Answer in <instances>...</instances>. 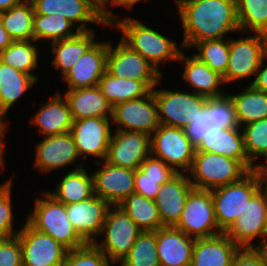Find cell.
I'll use <instances>...</instances> for the list:
<instances>
[{"instance_id":"obj_1","label":"cell","mask_w":267,"mask_h":266,"mask_svg":"<svg viewBox=\"0 0 267 266\" xmlns=\"http://www.w3.org/2000/svg\"><path fill=\"white\" fill-rule=\"evenodd\" d=\"M183 29V49L205 40L225 38L241 32L236 0L182 1L177 6Z\"/></svg>"},{"instance_id":"obj_2","label":"cell","mask_w":267,"mask_h":266,"mask_svg":"<svg viewBox=\"0 0 267 266\" xmlns=\"http://www.w3.org/2000/svg\"><path fill=\"white\" fill-rule=\"evenodd\" d=\"M118 28L121 31V40L132 50L141 54L162 76L160 65L172 60L178 61V56L183 49L176 41L166 37L160 31L146 26L135 18H122L117 16L110 22V29Z\"/></svg>"},{"instance_id":"obj_3","label":"cell","mask_w":267,"mask_h":266,"mask_svg":"<svg viewBox=\"0 0 267 266\" xmlns=\"http://www.w3.org/2000/svg\"><path fill=\"white\" fill-rule=\"evenodd\" d=\"M41 192L42 198L35 197L34 209L29 210L26 221L34 229L50 235L68 250L85 246L87 243L68 219L66 205L56 201L47 190Z\"/></svg>"},{"instance_id":"obj_4","label":"cell","mask_w":267,"mask_h":266,"mask_svg":"<svg viewBox=\"0 0 267 266\" xmlns=\"http://www.w3.org/2000/svg\"><path fill=\"white\" fill-rule=\"evenodd\" d=\"M249 172L239 160L219 154L195 151L188 176L195 189L212 190L237 182Z\"/></svg>"},{"instance_id":"obj_5","label":"cell","mask_w":267,"mask_h":266,"mask_svg":"<svg viewBox=\"0 0 267 266\" xmlns=\"http://www.w3.org/2000/svg\"><path fill=\"white\" fill-rule=\"evenodd\" d=\"M141 233L142 230L121 206L111 205L100 237L93 244L116 265L129 253Z\"/></svg>"},{"instance_id":"obj_6","label":"cell","mask_w":267,"mask_h":266,"mask_svg":"<svg viewBox=\"0 0 267 266\" xmlns=\"http://www.w3.org/2000/svg\"><path fill=\"white\" fill-rule=\"evenodd\" d=\"M260 188L256 175L250 171L237 182L211 190L216 222L223 233L244 213L250 198Z\"/></svg>"},{"instance_id":"obj_7","label":"cell","mask_w":267,"mask_h":266,"mask_svg":"<svg viewBox=\"0 0 267 266\" xmlns=\"http://www.w3.org/2000/svg\"><path fill=\"white\" fill-rule=\"evenodd\" d=\"M161 125L185 129L206 108L207 97L192 91L153 89Z\"/></svg>"},{"instance_id":"obj_8","label":"cell","mask_w":267,"mask_h":266,"mask_svg":"<svg viewBox=\"0 0 267 266\" xmlns=\"http://www.w3.org/2000/svg\"><path fill=\"white\" fill-rule=\"evenodd\" d=\"M252 34L249 33L247 37L242 36L238 39L234 37L229 39L228 67L223 76L225 84L232 85L233 82L241 79L255 78L267 54V35Z\"/></svg>"},{"instance_id":"obj_9","label":"cell","mask_w":267,"mask_h":266,"mask_svg":"<svg viewBox=\"0 0 267 266\" xmlns=\"http://www.w3.org/2000/svg\"><path fill=\"white\" fill-rule=\"evenodd\" d=\"M151 154L177 173L191 170L196 146L183 128L160 125L150 136Z\"/></svg>"},{"instance_id":"obj_10","label":"cell","mask_w":267,"mask_h":266,"mask_svg":"<svg viewBox=\"0 0 267 266\" xmlns=\"http://www.w3.org/2000/svg\"><path fill=\"white\" fill-rule=\"evenodd\" d=\"M267 189L260 188L249 200L242 215L225 234L240 248H263L267 245ZM260 237L259 243L253 244ZM262 237V238H261Z\"/></svg>"},{"instance_id":"obj_11","label":"cell","mask_w":267,"mask_h":266,"mask_svg":"<svg viewBox=\"0 0 267 266\" xmlns=\"http://www.w3.org/2000/svg\"><path fill=\"white\" fill-rule=\"evenodd\" d=\"M174 227L194 239L223 233L216 222L211 190L194 188L189 193L183 213Z\"/></svg>"},{"instance_id":"obj_12","label":"cell","mask_w":267,"mask_h":266,"mask_svg":"<svg viewBox=\"0 0 267 266\" xmlns=\"http://www.w3.org/2000/svg\"><path fill=\"white\" fill-rule=\"evenodd\" d=\"M106 71L119 78L143 81L151 90L163 78L141 54L132 50L121 39L116 46L109 42Z\"/></svg>"},{"instance_id":"obj_13","label":"cell","mask_w":267,"mask_h":266,"mask_svg":"<svg viewBox=\"0 0 267 266\" xmlns=\"http://www.w3.org/2000/svg\"><path fill=\"white\" fill-rule=\"evenodd\" d=\"M17 236L22 246L23 266H62L68 249L50 235L34 229L27 221Z\"/></svg>"},{"instance_id":"obj_14","label":"cell","mask_w":267,"mask_h":266,"mask_svg":"<svg viewBox=\"0 0 267 266\" xmlns=\"http://www.w3.org/2000/svg\"><path fill=\"white\" fill-rule=\"evenodd\" d=\"M112 124L116 130L143 132L151 136L161 125L153 90L145 97L114 106Z\"/></svg>"},{"instance_id":"obj_15","label":"cell","mask_w":267,"mask_h":266,"mask_svg":"<svg viewBox=\"0 0 267 266\" xmlns=\"http://www.w3.org/2000/svg\"><path fill=\"white\" fill-rule=\"evenodd\" d=\"M112 118L89 117L74 120L70 134L75 141L81 160L94 156L101 161L106 159L112 136Z\"/></svg>"},{"instance_id":"obj_16","label":"cell","mask_w":267,"mask_h":266,"mask_svg":"<svg viewBox=\"0 0 267 266\" xmlns=\"http://www.w3.org/2000/svg\"><path fill=\"white\" fill-rule=\"evenodd\" d=\"M94 160L99 166L92 172L95 195L110 205H119L135 193V170L114 166L105 160Z\"/></svg>"},{"instance_id":"obj_17","label":"cell","mask_w":267,"mask_h":266,"mask_svg":"<svg viewBox=\"0 0 267 266\" xmlns=\"http://www.w3.org/2000/svg\"><path fill=\"white\" fill-rule=\"evenodd\" d=\"M151 154L150 136L143 132L115 130L105 161L111 165L136 170Z\"/></svg>"},{"instance_id":"obj_18","label":"cell","mask_w":267,"mask_h":266,"mask_svg":"<svg viewBox=\"0 0 267 266\" xmlns=\"http://www.w3.org/2000/svg\"><path fill=\"white\" fill-rule=\"evenodd\" d=\"M35 14L61 15L73 23L80 31L94 30L87 24H99L110 27L91 0H30ZM76 23V24H75Z\"/></svg>"},{"instance_id":"obj_19","label":"cell","mask_w":267,"mask_h":266,"mask_svg":"<svg viewBox=\"0 0 267 266\" xmlns=\"http://www.w3.org/2000/svg\"><path fill=\"white\" fill-rule=\"evenodd\" d=\"M111 205L98 197L66 205L71 225L86 243H93L100 236Z\"/></svg>"},{"instance_id":"obj_20","label":"cell","mask_w":267,"mask_h":266,"mask_svg":"<svg viewBox=\"0 0 267 266\" xmlns=\"http://www.w3.org/2000/svg\"><path fill=\"white\" fill-rule=\"evenodd\" d=\"M35 149L34 167L43 174L63 169L79 160L70 132L43 137L41 142H37Z\"/></svg>"},{"instance_id":"obj_21","label":"cell","mask_w":267,"mask_h":266,"mask_svg":"<svg viewBox=\"0 0 267 266\" xmlns=\"http://www.w3.org/2000/svg\"><path fill=\"white\" fill-rule=\"evenodd\" d=\"M109 41H97L83 54L62 78L67 89L94 87L106 71Z\"/></svg>"},{"instance_id":"obj_22","label":"cell","mask_w":267,"mask_h":266,"mask_svg":"<svg viewBox=\"0 0 267 266\" xmlns=\"http://www.w3.org/2000/svg\"><path fill=\"white\" fill-rule=\"evenodd\" d=\"M194 189L188 173H177L163 183L154 199L162 226H175L183 213L189 193Z\"/></svg>"},{"instance_id":"obj_23","label":"cell","mask_w":267,"mask_h":266,"mask_svg":"<svg viewBox=\"0 0 267 266\" xmlns=\"http://www.w3.org/2000/svg\"><path fill=\"white\" fill-rule=\"evenodd\" d=\"M181 50L178 62H183L184 69L182 79L192 88V92L209 98L224 96L228 91L222 89L225 85L223 77L213 71L208 65L200 61L196 56H186Z\"/></svg>"},{"instance_id":"obj_24","label":"cell","mask_w":267,"mask_h":266,"mask_svg":"<svg viewBox=\"0 0 267 266\" xmlns=\"http://www.w3.org/2000/svg\"><path fill=\"white\" fill-rule=\"evenodd\" d=\"M160 266H190L195 239L174 226L154 231Z\"/></svg>"},{"instance_id":"obj_25","label":"cell","mask_w":267,"mask_h":266,"mask_svg":"<svg viewBox=\"0 0 267 266\" xmlns=\"http://www.w3.org/2000/svg\"><path fill=\"white\" fill-rule=\"evenodd\" d=\"M196 151L209 152L239 160L249 171L253 163L245 151L244 137L241 127L217 128L204 136L196 146Z\"/></svg>"},{"instance_id":"obj_26","label":"cell","mask_w":267,"mask_h":266,"mask_svg":"<svg viewBox=\"0 0 267 266\" xmlns=\"http://www.w3.org/2000/svg\"><path fill=\"white\" fill-rule=\"evenodd\" d=\"M30 119V124L40 130L42 136H52L70 132L73 119L68 103L60 92H55Z\"/></svg>"},{"instance_id":"obj_27","label":"cell","mask_w":267,"mask_h":266,"mask_svg":"<svg viewBox=\"0 0 267 266\" xmlns=\"http://www.w3.org/2000/svg\"><path fill=\"white\" fill-rule=\"evenodd\" d=\"M239 249L225 233L195 239L190 266H231Z\"/></svg>"},{"instance_id":"obj_28","label":"cell","mask_w":267,"mask_h":266,"mask_svg":"<svg viewBox=\"0 0 267 266\" xmlns=\"http://www.w3.org/2000/svg\"><path fill=\"white\" fill-rule=\"evenodd\" d=\"M73 121L82 118H112L113 107L99 86L68 89L64 92Z\"/></svg>"},{"instance_id":"obj_29","label":"cell","mask_w":267,"mask_h":266,"mask_svg":"<svg viewBox=\"0 0 267 266\" xmlns=\"http://www.w3.org/2000/svg\"><path fill=\"white\" fill-rule=\"evenodd\" d=\"M81 163L76 164V168L68 171L62 179L55 185V190L47 193L56 201L65 205L85 201L94 193L93 175L87 172V168Z\"/></svg>"},{"instance_id":"obj_30","label":"cell","mask_w":267,"mask_h":266,"mask_svg":"<svg viewBox=\"0 0 267 266\" xmlns=\"http://www.w3.org/2000/svg\"><path fill=\"white\" fill-rule=\"evenodd\" d=\"M95 30L80 31L71 38L55 41L50 44L53 53L51 65L55 70H60L61 78L75 65L76 61L87 52L96 42Z\"/></svg>"},{"instance_id":"obj_31","label":"cell","mask_w":267,"mask_h":266,"mask_svg":"<svg viewBox=\"0 0 267 266\" xmlns=\"http://www.w3.org/2000/svg\"><path fill=\"white\" fill-rule=\"evenodd\" d=\"M176 174L163 160L150 154L135 170V193L154 200L160 186Z\"/></svg>"},{"instance_id":"obj_32","label":"cell","mask_w":267,"mask_h":266,"mask_svg":"<svg viewBox=\"0 0 267 266\" xmlns=\"http://www.w3.org/2000/svg\"><path fill=\"white\" fill-rule=\"evenodd\" d=\"M36 83L30 74L22 73L0 61V112L7 115Z\"/></svg>"},{"instance_id":"obj_33","label":"cell","mask_w":267,"mask_h":266,"mask_svg":"<svg viewBox=\"0 0 267 266\" xmlns=\"http://www.w3.org/2000/svg\"><path fill=\"white\" fill-rule=\"evenodd\" d=\"M232 100L239 127L267 118V93L248 83L239 94L227 93Z\"/></svg>"},{"instance_id":"obj_34","label":"cell","mask_w":267,"mask_h":266,"mask_svg":"<svg viewBox=\"0 0 267 266\" xmlns=\"http://www.w3.org/2000/svg\"><path fill=\"white\" fill-rule=\"evenodd\" d=\"M98 86L112 107L122 102L145 97L152 91L143 81L119 78L107 71L100 78Z\"/></svg>"},{"instance_id":"obj_35","label":"cell","mask_w":267,"mask_h":266,"mask_svg":"<svg viewBox=\"0 0 267 266\" xmlns=\"http://www.w3.org/2000/svg\"><path fill=\"white\" fill-rule=\"evenodd\" d=\"M39 53L37 42L34 40L13 41L0 52V61L22 73L30 74L38 82L39 75L32 72L39 66Z\"/></svg>"},{"instance_id":"obj_36","label":"cell","mask_w":267,"mask_h":266,"mask_svg":"<svg viewBox=\"0 0 267 266\" xmlns=\"http://www.w3.org/2000/svg\"><path fill=\"white\" fill-rule=\"evenodd\" d=\"M34 7L30 0L1 12L3 27L14 41L34 40Z\"/></svg>"},{"instance_id":"obj_37","label":"cell","mask_w":267,"mask_h":266,"mask_svg":"<svg viewBox=\"0 0 267 266\" xmlns=\"http://www.w3.org/2000/svg\"><path fill=\"white\" fill-rule=\"evenodd\" d=\"M142 231H156L162 226L154 200L133 193L119 204Z\"/></svg>"},{"instance_id":"obj_38","label":"cell","mask_w":267,"mask_h":266,"mask_svg":"<svg viewBox=\"0 0 267 266\" xmlns=\"http://www.w3.org/2000/svg\"><path fill=\"white\" fill-rule=\"evenodd\" d=\"M79 32L80 30L73 23L61 15H34L33 35L36 42L48 40L51 44L74 37Z\"/></svg>"},{"instance_id":"obj_39","label":"cell","mask_w":267,"mask_h":266,"mask_svg":"<svg viewBox=\"0 0 267 266\" xmlns=\"http://www.w3.org/2000/svg\"><path fill=\"white\" fill-rule=\"evenodd\" d=\"M237 17L244 32L267 35V0H236Z\"/></svg>"},{"instance_id":"obj_40","label":"cell","mask_w":267,"mask_h":266,"mask_svg":"<svg viewBox=\"0 0 267 266\" xmlns=\"http://www.w3.org/2000/svg\"><path fill=\"white\" fill-rule=\"evenodd\" d=\"M227 38L205 40L191 47L198 51L193 54L194 56L222 77L226 74L228 67L229 39Z\"/></svg>"},{"instance_id":"obj_41","label":"cell","mask_w":267,"mask_h":266,"mask_svg":"<svg viewBox=\"0 0 267 266\" xmlns=\"http://www.w3.org/2000/svg\"><path fill=\"white\" fill-rule=\"evenodd\" d=\"M119 266H160L156 234L154 231H142L129 253L118 264Z\"/></svg>"},{"instance_id":"obj_42","label":"cell","mask_w":267,"mask_h":266,"mask_svg":"<svg viewBox=\"0 0 267 266\" xmlns=\"http://www.w3.org/2000/svg\"><path fill=\"white\" fill-rule=\"evenodd\" d=\"M245 151L249 160L255 164L258 157L267 154V118L251 122L241 127Z\"/></svg>"},{"instance_id":"obj_43","label":"cell","mask_w":267,"mask_h":266,"mask_svg":"<svg viewBox=\"0 0 267 266\" xmlns=\"http://www.w3.org/2000/svg\"><path fill=\"white\" fill-rule=\"evenodd\" d=\"M115 265L100 249L93 243L68 250L62 266H112Z\"/></svg>"},{"instance_id":"obj_44","label":"cell","mask_w":267,"mask_h":266,"mask_svg":"<svg viewBox=\"0 0 267 266\" xmlns=\"http://www.w3.org/2000/svg\"><path fill=\"white\" fill-rule=\"evenodd\" d=\"M12 179L0 184V240L16 236L20 228L14 229V211L12 208Z\"/></svg>"},{"instance_id":"obj_45","label":"cell","mask_w":267,"mask_h":266,"mask_svg":"<svg viewBox=\"0 0 267 266\" xmlns=\"http://www.w3.org/2000/svg\"><path fill=\"white\" fill-rule=\"evenodd\" d=\"M216 129L217 125L213 120V98H209L205 110L195 121H191L184 130L192 143L197 146L204 136Z\"/></svg>"},{"instance_id":"obj_46","label":"cell","mask_w":267,"mask_h":266,"mask_svg":"<svg viewBox=\"0 0 267 266\" xmlns=\"http://www.w3.org/2000/svg\"><path fill=\"white\" fill-rule=\"evenodd\" d=\"M213 120L217 128H233L239 126L234 104L228 94L213 98Z\"/></svg>"},{"instance_id":"obj_47","label":"cell","mask_w":267,"mask_h":266,"mask_svg":"<svg viewBox=\"0 0 267 266\" xmlns=\"http://www.w3.org/2000/svg\"><path fill=\"white\" fill-rule=\"evenodd\" d=\"M0 266H23L22 246L17 235L0 240Z\"/></svg>"},{"instance_id":"obj_48","label":"cell","mask_w":267,"mask_h":266,"mask_svg":"<svg viewBox=\"0 0 267 266\" xmlns=\"http://www.w3.org/2000/svg\"><path fill=\"white\" fill-rule=\"evenodd\" d=\"M231 266H267V257L262 248H240Z\"/></svg>"},{"instance_id":"obj_49","label":"cell","mask_w":267,"mask_h":266,"mask_svg":"<svg viewBox=\"0 0 267 266\" xmlns=\"http://www.w3.org/2000/svg\"><path fill=\"white\" fill-rule=\"evenodd\" d=\"M140 1H145V0H106L100 7H99V11L100 14L102 16V18L106 21V22H111L113 21L117 16H119V14L117 13H113L112 10L111 12L108 10L109 6L112 7H123L126 8L127 10L130 9L132 10V8H134V6L137 3H140ZM148 1V0H147Z\"/></svg>"},{"instance_id":"obj_50","label":"cell","mask_w":267,"mask_h":266,"mask_svg":"<svg viewBox=\"0 0 267 266\" xmlns=\"http://www.w3.org/2000/svg\"><path fill=\"white\" fill-rule=\"evenodd\" d=\"M265 60H267V54L264 56L261 66L256 72L255 78L250 81V84L254 88L267 93V65L265 64Z\"/></svg>"},{"instance_id":"obj_51","label":"cell","mask_w":267,"mask_h":266,"mask_svg":"<svg viewBox=\"0 0 267 266\" xmlns=\"http://www.w3.org/2000/svg\"><path fill=\"white\" fill-rule=\"evenodd\" d=\"M262 157L266 161V164H264L265 161L261 162V164H259V162L254 164L252 172L256 175L261 188L267 189V154Z\"/></svg>"},{"instance_id":"obj_52","label":"cell","mask_w":267,"mask_h":266,"mask_svg":"<svg viewBox=\"0 0 267 266\" xmlns=\"http://www.w3.org/2000/svg\"><path fill=\"white\" fill-rule=\"evenodd\" d=\"M6 114L3 112H0V168L3 169V167L6 165L4 160V150H5V142L4 138L7 136L4 132H7L6 130L9 128L6 123Z\"/></svg>"},{"instance_id":"obj_53","label":"cell","mask_w":267,"mask_h":266,"mask_svg":"<svg viewBox=\"0 0 267 266\" xmlns=\"http://www.w3.org/2000/svg\"><path fill=\"white\" fill-rule=\"evenodd\" d=\"M14 40L8 34L6 29L3 27L2 16L0 12V52L5 50Z\"/></svg>"},{"instance_id":"obj_54","label":"cell","mask_w":267,"mask_h":266,"mask_svg":"<svg viewBox=\"0 0 267 266\" xmlns=\"http://www.w3.org/2000/svg\"><path fill=\"white\" fill-rule=\"evenodd\" d=\"M23 1L24 0H0V12L7 11Z\"/></svg>"},{"instance_id":"obj_55","label":"cell","mask_w":267,"mask_h":266,"mask_svg":"<svg viewBox=\"0 0 267 266\" xmlns=\"http://www.w3.org/2000/svg\"><path fill=\"white\" fill-rule=\"evenodd\" d=\"M94 4L100 7L106 0H91Z\"/></svg>"},{"instance_id":"obj_56","label":"cell","mask_w":267,"mask_h":266,"mask_svg":"<svg viewBox=\"0 0 267 266\" xmlns=\"http://www.w3.org/2000/svg\"><path fill=\"white\" fill-rule=\"evenodd\" d=\"M266 254V257H267V245L265 247L262 248Z\"/></svg>"},{"instance_id":"obj_57","label":"cell","mask_w":267,"mask_h":266,"mask_svg":"<svg viewBox=\"0 0 267 266\" xmlns=\"http://www.w3.org/2000/svg\"><path fill=\"white\" fill-rule=\"evenodd\" d=\"M183 0H175V4L178 5L179 3H181Z\"/></svg>"},{"instance_id":"obj_58","label":"cell","mask_w":267,"mask_h":266,"mask_svg":"<svg viewBox=\"0 0 267 266\" xmlns=\"http://www.w3.org/2000/svg\"><path fill=\"white\" fill-rule=\"evenodd\" d=\"M183 1H200V0H183Z\"/></svg>"}]
</instances>
